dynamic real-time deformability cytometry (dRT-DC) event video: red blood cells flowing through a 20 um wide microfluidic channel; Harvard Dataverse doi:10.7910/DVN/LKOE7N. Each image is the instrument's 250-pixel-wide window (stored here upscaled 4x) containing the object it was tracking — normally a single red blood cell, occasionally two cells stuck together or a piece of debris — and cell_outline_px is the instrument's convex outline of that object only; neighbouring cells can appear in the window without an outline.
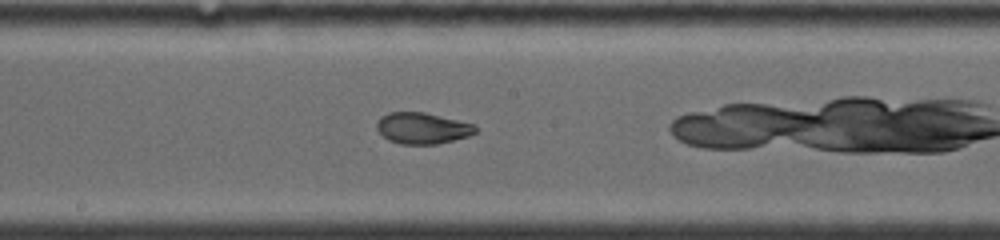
{"species": "common noctule bat (a hibernating species)", "species_latin": "Nyctalus noctula", "temperature_condition": "warm", "stored_images_in_passage": 21, "camera_frame_rate_fps": 5000, "um_per_image_px": 0.085, "animal": {"sex": "female", "body_mass_g": 19.0, "forearm_length_mm": 53.3}, "frame": {"image": 1, "passage_image": 7, "time_ms": 3.8, "image_size_px": [1000, 240], "cell_outline_px": [[476, 132], [468, 136], [436, 144], [400, 144], [388, 140], [376, 128], [376, 124], [380, 116], [388, 112], [424, 112], [476, 124]], "centroid_in_image_um": [35.89, 10.89], "position_along_channel_um": 212.3, "area_um2": 17.98}}